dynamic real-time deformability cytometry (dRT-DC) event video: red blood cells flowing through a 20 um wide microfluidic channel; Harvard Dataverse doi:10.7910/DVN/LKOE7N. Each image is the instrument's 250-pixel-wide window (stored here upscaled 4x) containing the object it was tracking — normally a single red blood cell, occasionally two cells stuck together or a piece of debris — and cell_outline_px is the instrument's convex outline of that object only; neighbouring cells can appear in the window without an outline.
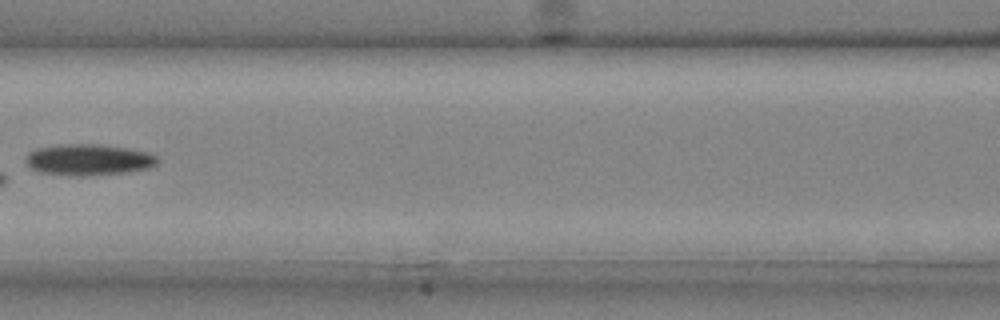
{"species": "common noctule bat (a hibernating species)", "species_latin": "Nyctalus noctula", "temperature_condition": "cold", "stored_images_in_passage": 4, "camera_frame_rate_fps": 3000, "um_per_image_px": 0.085, "animal": {"sex": "male", "body_mass_g": 20.4}, "frame": {"image": 1, "passage_image": 4, "time_ms": 1.0, "image_size_px": [1000, 320], "cell_outline_px": [[160, 160], [156, 164], [148, 168], [124, 172], [76, 176], [40, 172], [32, 168], [24, 160], [28, 152], [36, 148], [60, 144], [100, 144], [128, 148], [148, 152], [156, 156]], "centroid_in_image_um": [7.51, 13.56], "position_along_channel_um": 159.1, "area_um2": 23.87}}